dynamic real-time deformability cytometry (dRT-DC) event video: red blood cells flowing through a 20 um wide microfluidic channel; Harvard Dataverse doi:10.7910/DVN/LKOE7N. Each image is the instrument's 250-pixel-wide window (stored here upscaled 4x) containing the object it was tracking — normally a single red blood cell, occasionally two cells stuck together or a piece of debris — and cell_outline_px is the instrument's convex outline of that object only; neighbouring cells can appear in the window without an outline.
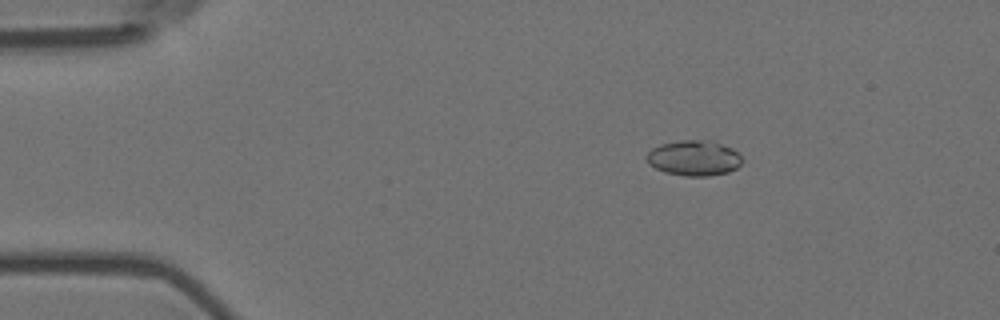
{"species": "Egyptian fruit bat (a non-hibernating species)", "species_latin": "Rousettus aegyptiacus", "temperature_condition": "room temperature", "stored_images_in_passage": 3, "camera_frame_rate_fps": 3000, "um_per_image_px": 0.085, "animal": {"sex": "female"}, "frame": {"image": 1, "passage_image": 1, "time_ms": 0.0, "image_size_px": [1000, 320], "cell_outline_px": [[740, 164], [736, 168], [728, 172], [708, 176], [684, 176], [664, 172], [648, 164], [648, 152], [652, 148], [660, 144], [680, 140], [712, 140], [732, 148], [740, 156]], "centroid_in_image_um": [58.97, 13.43], "position_along_channel_um": 26.0, "area_um2": 19.59}}